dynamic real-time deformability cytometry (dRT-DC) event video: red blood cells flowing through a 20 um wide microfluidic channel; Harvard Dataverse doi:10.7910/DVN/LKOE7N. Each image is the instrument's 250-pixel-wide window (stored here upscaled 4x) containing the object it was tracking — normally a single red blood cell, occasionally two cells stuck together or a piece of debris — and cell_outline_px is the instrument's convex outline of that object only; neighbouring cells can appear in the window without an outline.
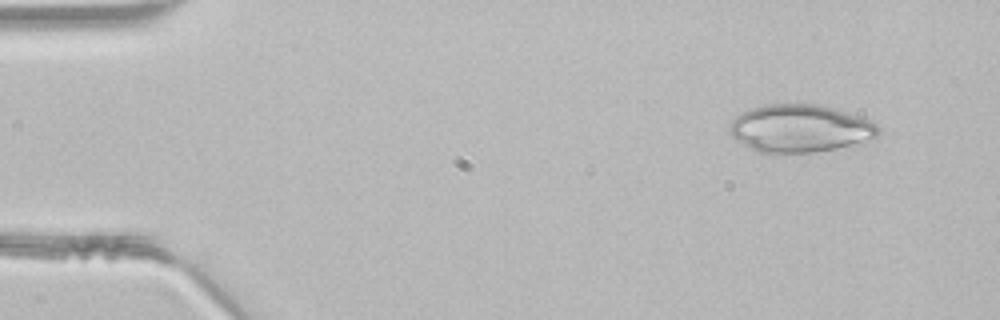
{"species": "common noctule bat (a hibernating species)", "species_latin": "Nyctalus noctula", "temperature_condition": "room temperature", "stored_images_in_passage": 44, "camera_frame_rate_fps": 3000, "um_per_image_px": 0.085, "animal": {"sex": "male", "body_mass_g": 21.5, "forearm_length_mm": 52.0}, "frame": {"image": 1, "passage_image": 2, "time_ms": 0.333, "image_size_px": [1000, 320], "cell_outline_px": [[880, 132], [872, 140], [836, 148], [812, 152], [760, 152], [744, 144], [732, 136], [728, 132], [728, 128], [732, 120], [736, 116], [752, 108], [764, 104], [820, 104], [868, 120], [876, 124], [880, 128]], "centroid_in_image_um": [67.99, 10.91], "position_along_channel_um": 17.0, "area_um2": 40.81}}
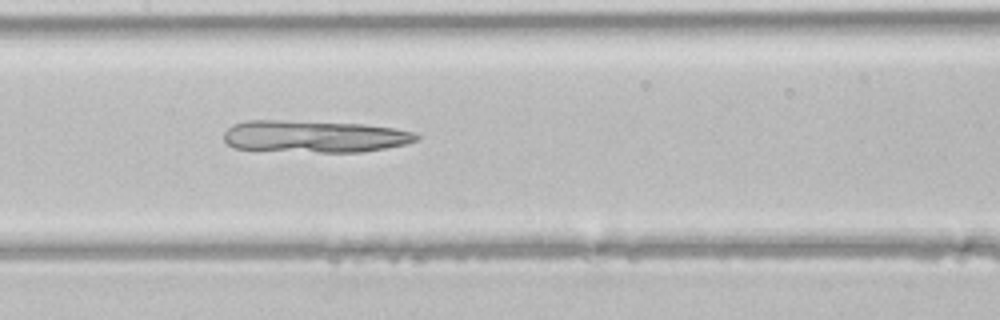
{"frame": {"image": 2, "passage_image": 20, "time_ms": 6.333, "image_size_px": [1000, 320], "cell_outline_px": [[420, 140], [408, 144], [360, 152], [320, 152], [236, 148], [228, 144], [224, 140], [224, 132], [232, 124], [248, 120], [280, 120], [364, 124], [396, 128], [416, 132], [420, 136]], "centroid_in_image_um": [26.79, 11.58], "position_along_channel_um": 180.6, "area_um2": 36.07}}
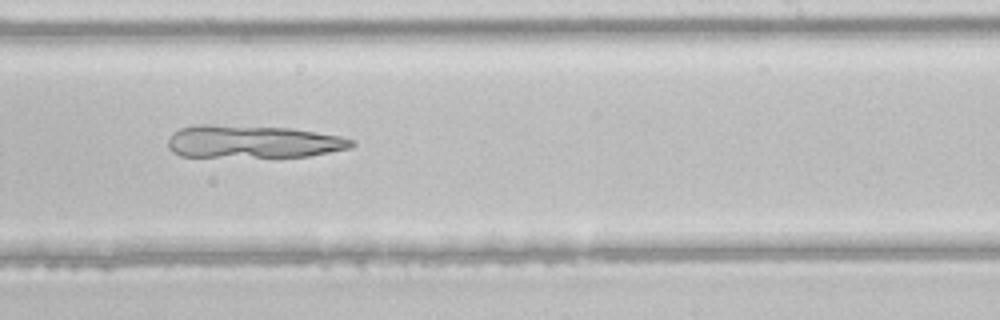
{"frame": {"image": 3, "passage_image": 26, "time_ms": 8.333, "image_size_px": [1000, 320], "cell_outline_px": [[356, 144], [348, 148], [308, 156], [276, 160], [180, 156], [172, 152], [168, 148], [168, 140], [172, 132], [180, 128], [196, 124], [208, 124], [292, 128], [340, 136], [356, 140]], "centroid_in_image_um": [21.47, 12.09], "position_along_channel_um": 267.5, "area_um2": 36.76}}